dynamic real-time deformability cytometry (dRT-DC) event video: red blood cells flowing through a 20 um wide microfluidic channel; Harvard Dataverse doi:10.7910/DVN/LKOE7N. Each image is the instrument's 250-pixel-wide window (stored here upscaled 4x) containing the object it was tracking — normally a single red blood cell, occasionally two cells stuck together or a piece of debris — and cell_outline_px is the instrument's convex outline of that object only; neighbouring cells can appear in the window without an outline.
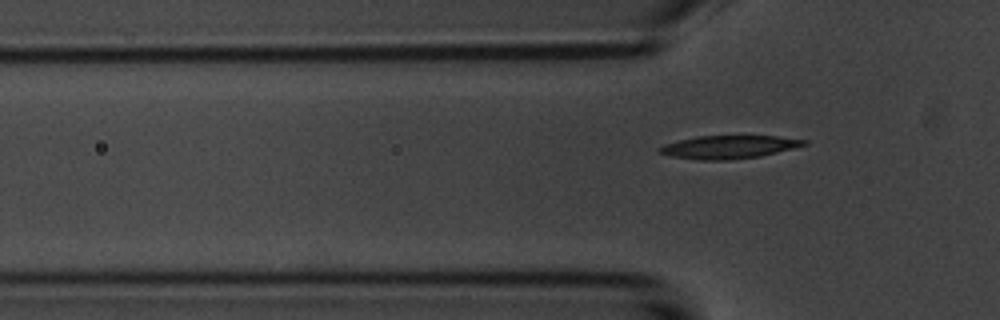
{"species": "common noctule bat (a hibernating species)", "species_latin": "Nyctalus noctula", "temperature_condition": "room temperature", "stored_images_in_passage": 4, "camera_frame_rate_fps": 3000, "um_per_image_px": 0.085, "animal": {"sex": "male", "body_mass_g": 20.1, "forearm_length_mm": 53.5}, "frame": {"image": 1, "passage_image": 4, "time_ms": 3.333, "image_size_px": [1000, 320], "cell_outline_px": [[808, 144], [760, 156], [728, 160], [700, 160], [672, 156], [656, 152], [656, 148], [664, 144], [680, 140], [700, 136], [776, 136], [808, 140]], "centroid_in_image_um": [61.91, 12.49], "position_along_channel_um": 63.9, "area_um2": 19.31}}